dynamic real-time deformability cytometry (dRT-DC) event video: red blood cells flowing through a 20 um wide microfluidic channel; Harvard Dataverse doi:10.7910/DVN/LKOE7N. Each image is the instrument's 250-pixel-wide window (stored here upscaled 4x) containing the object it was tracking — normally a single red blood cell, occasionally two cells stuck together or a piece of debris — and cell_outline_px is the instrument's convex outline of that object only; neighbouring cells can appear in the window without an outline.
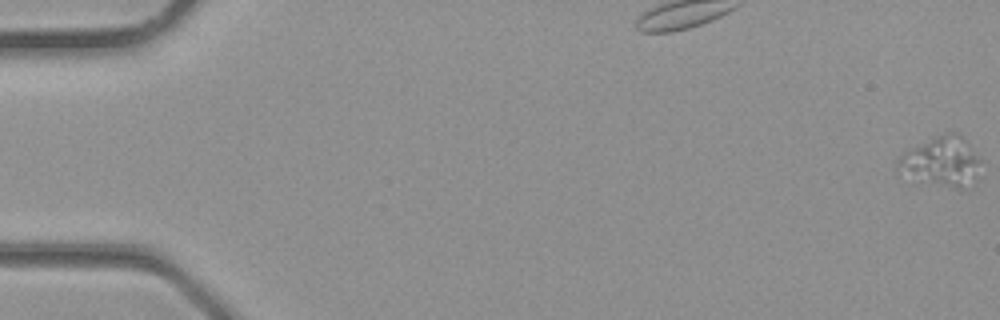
{"species": "common noctule bat (a hibernating species)", "species_latin": "Nyctalus noctula", "temperature_condition": "room temperature", "stored_images_in_passage": 3, "camera_frame_rate_fps": 3000, "um_per_image_px": 0.085, "animal": {"sex": "male", "body_mass_g": 23.1, "forearm_length_mm": 52.7}, "frame": {"image": 1, "passage_image": 3, "time_ms": 0.667, "image_size_px": [1000, 320], "cell_outline_px": [[980, 160], [972, 176], [960, 188], [956, 188], [920, 180], [896, 172], [896, 160], [904, 152], [912, 148], [948, 132], [960, 132]], "centroid_in_image_um": [79.93, 13.68], "position_along_channel_um": 5.1, "area_um2": 22.66}}